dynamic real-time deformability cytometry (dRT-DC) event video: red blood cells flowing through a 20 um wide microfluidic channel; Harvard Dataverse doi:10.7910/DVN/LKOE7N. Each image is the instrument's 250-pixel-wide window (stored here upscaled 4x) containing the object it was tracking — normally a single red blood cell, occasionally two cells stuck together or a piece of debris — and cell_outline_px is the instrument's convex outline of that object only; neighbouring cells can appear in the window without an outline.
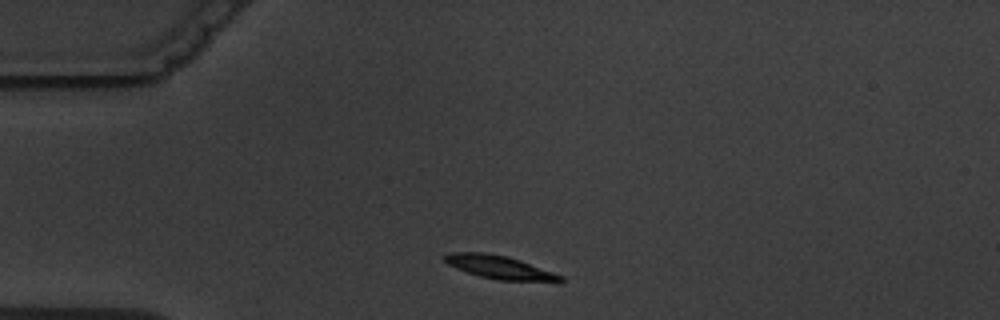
{"species": "common noctule bat (a hibernating species)", "species_latin": "Nyctalus noctula", "temperature_condition": "warm", "stored_images_in_passage": 3, "camera_frame_rate_fps": 3000, "um_per_image_px": 0.085, "animal": {"sex": "male", "body_mass_g": 19.5, "forearm_length_mm": 54.6}, "frame": {"image": 1, "passage_image": 1, "time_ms": 0.0, "image_size_px": [1000, 320], "cell_outline_px": [[564, 280], [560, 284], [496, 280], [480, 276], [456, 268], [448, 264], [444, 260], [444, 256], [448, 252], [484, 252], [508, 256], [520, 260], [564, 276]], "centroid_in_image_um": [42.59, 22.76], "position_along_channel_um": 42.4, "area_um2": 16.3}}